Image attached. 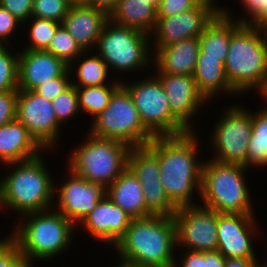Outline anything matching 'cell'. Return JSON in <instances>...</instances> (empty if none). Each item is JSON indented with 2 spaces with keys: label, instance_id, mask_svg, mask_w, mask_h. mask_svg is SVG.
<instances>
[{
  "label": "cell",
  "instance_id": "cell-21",
  "mask_svg": "<svg viewBox=\"0 0 267 267\" xmlns=\"http://www.w3.org/2000/svg\"><path fill=\"white\" fill-rule=\"evenodd\" d=\"M46 150L16 118L0 127V162H23L40 156Z\"/></svg>",
  "mask_w": 267,
  "mask_h": 267
},
{
  "label": "cell",
  "instance_id": "cell-45",
  "mask_svg": "<svg viewBox=\"0 0 267 267\" xmlns=\"http://www.w3.org/2000/svg\"><path fill=\"white\" fill-rule=\"evenodd\" d=\"M257 258H226L225 267H259Z\"/></svg>",
  "mask_w": 267,
  "mask_h": 267
},
{
  "label": "cell",
  "instance_id": "cell-20",
  "mask_svg": "<svg viewBox=\"0 0 267 267\" xmlns=\"http://www.w3.org/2000/svg\"><path fill=\"white\" fill-rule=\"evenodd\" d=\"M108 20V13L99 8L73 4L61 26L84 51H91L96 48Z\"/></svg>",
  "mask_w": 267,
  "mask_h": 267
},
{
  "label": "cell",
  "instance_id": "cell-33",
  "mask_svg": "<svg viewBox=\"0 0 267 267\" xmlns=\"http://www.w3.org/2000/svg\"><path fill=\"white\" fill-rule=\"evenodd\" d=\"M8 45H0V93L18 90L19 50L12 53Z\"/></svg>",
  "mask_w": 267,
  "mask_h": 267
},
{
  "label": "cell",
  "instance_id": "cell-15",
  "mask_svg": "<svg viewBox=\"0 0 267 267\" xmlns=\"http://www.w3.org/2000/svg\"><path fill=\"white\" fill-rule=\"evenodd\" d=\"M67 170L68 177L63 184H59L60 186L57 187L55 182L54 198L58 202L53 208L78 226L106 195V188L87 181L68 168Z\"/></svg>",
  "mask_w": 267,
  "mask_h": 267
},
{
  "label": "cell",
  "instance_id": "cell-42",
  "mask_svg": "<svg viewBox=\"0 0 267 267\" xmlns=\"http://www.w3.org/2000/svg\"><path fill=\"white\" fill-rule=\"evenodd\" d=\"M22 23L18 21L10 12L0 6V45L10 43V38L18 30Z\"/></svg>",
  "mask_w": 267,
  "mask_h": 267
},
{
  "label": "cell",
  "instance_id": "cell-4",
  "mask_svg": "<svg viewBox=\"0 0 267 267\" xmlns=\"http://www.w3.org/2000/svg\"><path fill=\"white\" fill-rule=\"evenodd\" d=\"M51 210V212H50ZM22 217V218H21ZM17 217L8 235L19 247L28 264L48 261L72 246L75 226L53 208Z\"/></svg>",
  "mask_w": 267,
  "mask_h": 267
},
{
  "label": "cell",
  "instance_id": "cell-19",
  "mask_svg": "<svg viewBox=\"0 0 267 267\" xmlns=\"http://www.w3.org/2000/svg\"><path fill=\"white\" fill-rule=\"evenodd\" d=\"M69 66L51 53L19 50L18 89L33 91L39 85L61 77Z\"/></svg>",
  "mask_w": 267,
  "mask_h": 267
},
{
  "label": "cell",
  "instance_id": "cell-40",
  "mask_svg": "<svg viewBox=\"0 0 267 267\" xmlns=\"http://www.w3.org/2000/svg\"><path fill=\"white\" fill-rule=\"evenodd\" d=\"M18 90L0 93V127L16 119Z\"/></svg>",
  "mask_w": 267,
  "mask_h": 267
},
{
  "label": "cell",
  "instance_id": "cell-37",
  "mask_svg": "<svg viewBox=\"0 0 267 267\" xmlns=\"http://www.w3.org/2000/svg\"><path fill=\"white\" fill-rule=\"evenodd\" d=\"M4 238L0 239V267H31L17 244L8 235Z\"/></svg>",
  "mask_w": 267,
  "mask_h": 267
},
{
  "label": "cell",
  "instance_id": "cell-51",
  "mask_svg": "<svg viewBox=\"0 0 267 267\" xmlns=\"http://www.w3.org/2000/svg\"><path fill=\"white\" fill-rule=\"evenodd\" d=\"M260 97H262L261 99H263L264 102H266V105H267V88H266V90L260 95Z\"/></svg>",
  "mask_w": 267,
  "mask_h": 267
},
{
  "label": "cell",
  "instance_id": "cell-13",
  "mask_svg": "<svg viewBox=\"0 0 267 267\" xmlns=\"http://www.w3.org/2000/svg\"><path fill=\"white\" fill-rule=\"evenodd\" d=\"M173 218L178 249L217 251L216 211L197 204L178 208Z\"/></svg>",
  "mask_w": 267,
  "mask_h": 267
},
{
  "label": "cell",
  "instance_id": "cell-46",
  "mask_svg": "<svg viewBox=\"0 0 267 267\" xmlns=\"http://www.w3.org/2000/svg\"><path fill=\"white\" fill-rule=\"evenodd\" d=\"M225 260L219 251L205 252V267H225Z\"/></svg>",
  "mask_w": 267,
  "mask_h": 267
},
{
  "label": "cell",
  "instance_id": "cell-8",
  "mask_svg": "<svg viewBox=\"0 0 267 267\" xmlns=\"http://www.w3.org/2000/svg\"><path fill=\"white\" fill-rule=\"evenodd\" d=\"M150 35L138 29L118 25L108 20L99 36L96 51L109 71L145 72L152 69L153 53ZM151 51V53H150ZM149 67V68H148Z\"/></svg>",
  "mask_w": 267,
  "mask_h": 267
},
{
  "label": "cell",
  "instance_id": "cell-22",
  "mask_svg": "<svg viewBox=\"0 0 267 267\" xmlns=\"http://www.w3.org/2000/svg\"><path fill=\"white\" fill-rule=\"evenodd\" d=\"M155 51V52H153ZM155 73L193 76L200 53L198 38L182 40L166 47H154Z\"/></svg>",
  "mask_w": 267,
  "mask_h": 267
},
{
  "label": "cell",
  "instance_id": "cell-38",
  "mask_svg": "<svg viewBox=\"0 0 267 267\" xmlns=\"http://www.w3.org/2000/svg\"><path fill=\"white\" fill-rule=\"evenodd\" d=\"M71 74L69 69L58 78L46 81L42 85L36 87L33 91L48 100H53L60 93L65 91L71 85Z\"/></svg>",
  "mask_w": 267,
  "mask_h": 267
},
{
  "label": "cell",
  "instance_id": "cell-34",
  "mask_svg": "<svg viewBox=\"0 0 267 267\" xmlns=\"http://www.w3.org/2000/svg\"><path fill=\"white\" fill-rule=\"evenodd\" d=\"M45 51L62 59L68 66L84 52L62 26L56 30L55 36Z\"/></svg>",
  "mask_w": 267,
  "mask_h": 267
},
{
  "label": "cell",
  "instance_id": "cell-7",
  "mask_svg": "<svg viewBox=\"0 0 267 267\" xmlns=\"http://www.w3.org/2000/svg\"><path fill=\"white\" fill-rule=\"evenodd\" d=\"M66 159L67 168L89 182L107 188L127 168L130 146L88 133Z\"/></svg>",
  "mask_w": 267,
  "mask_h": 267
},
{
  "label": "cell",
  "instance_id": "cell-29",
  "mask_svg": "<svg viewBox=\"0 0 267 267\" xmlns=\"http://www.w3.org/2000/svg\"><path fill=\"white\" fill-rule=\"evenodd\" d=\"M267 166V105L253 113L248 141L247 168ZM267 168V167H266Z\"/></svg>",
  "mask_w": 267,
  "mask_h": 267
},
{
  "label": "cell",
  "instance_id": "cell-5",
  "mask_svg": "<svg viewBox=\"0 0 267 267\" xmlns=\"http://www.w3.org/2000/svg\"><path fill=\"white\" fill-rule=\"evenodd\" d=\"M231 87L240 95L267 88V32L241 24L231 35L224 63Z\"/></svg>",
  "mask_w": 267,
  "mask_h": 267
},
{
  "label": "cell",
  "instance_id": "cell-9",
  "mask_svg": "<svg viewBox=\"0 0 267 267\" xmlns=\"http://www.w3.org/2000/svg\"><path fill=\"white\" fill-rule=\"evenodd\" d=\"M87 133L123 142L131 148L146 146L155 137L143 125L134 101L123 85L113 93L108 106L93 118Z\"/></svg>",
  "mask_w": 267,
  "mask_h": 267
},
{
  "label": "cell",
  "instance_id": "cell-18",
  "mask_svg": "<svg viewBox=\"0 0 267 267\" xmlns=\"http://www.w3.org/2000/svg\"><path fill=\"white\" fill-rule=\"evenodd\" d=\"M132 219L105 195L77 227L81 225L94 240L103 244L109 243L110 246L112 244L113 248L125 235Z\"/></svg>",
  "mask_w": 267,
  "mask_h": 267
},
{
  "label": "cell",
  "instance_id": "cell-10",
  "mask_svg": "<svg viewBox=\"0 0 267 267\" xmlns=\"http://www.w3.org/2000/svg\"><path fill=\"white\" fill-rule=\"evenodd\" d=\"M141 81H122L131 95L143 125L154 136H177L190 130L172 113L160 80L153 74Z\"/></svg>",
  "mask_w": 267,
  "mask_h": 267
},
{
  "label": "cell",
  "instance_id": "cell-31",
  "mask_svg": "<svg viewBox=\"0 0 267 267\" xmlns=\"http://www.w3.org/2000/svg\"><path fill=\"white\" fill-rule=\"evenodd\" d=\"M26 23H31L29 24V33L27 34L29 35L30 42L22 50L45 51L55 36L56 30L61 26L56 21L35 17H31Z\"/></svg>",
  "mask_w": 267,
  "mask_h": 267
},
{
  "label": "cell",
  "instance_id": "cell-47",
  "mask_svg": "<svg viewBox=\"0 0 267 267\" xmlns=\"http://www.w3.org/2000/svg\"><path fill=\"white\" fill-rule=\"evenodd\" d=\"M117 0H85L83 5L99 8L109 14V12L115 7Z\"/></svg>",
  "mask_w": 267,
  "mask_h": 267
},
{
  "label": "cell",
  "instance_id": "cell-50",
  "mask_svg": "<svg viewBox=\"0 0 267 267\" xmlns=\"http://www.w3.org/2000/svg\"><path fill=\"white\" fill-rule=\"evenodd\" d=\"M147 1L157 9L161 0H147Z\"/></svg>",
  "mask_w": 267,
  "mask_h": 267
},
{
  "label": "cell",
  "instance_id": "cell-32",
  "mask_svg": "<svg viewBox=\"0 0 267 267\" xmlns=\"http://www.w3.org/2000/svg\"><path fill=\"white\" fill-rule=\"evenodd\" d=\"M142 190L149 215L174 216L178 208L171 202L162 184L142 185Z\"/></svg>",
  "mask_w": 267,
  "mask_h": 267
},
{
  "label": "cell",
  "instance_id": "cell-23",
  "mask_svg": "<svg viewBox=\"0 0 267 267\" xmlns=\"http://www.w3.org/2000/svg\"><path fill=\"white\" fill-rule=\"evenodd\" d=\"M228 8H223L203 29L198 37L200 53L205 57L220 58L225 63L232 33L241 25Z\"/></svg>",
  "mask_w": 267,
  "mask_h": 267
},
{
  "label": "cell",
  "instance_id": "cell-26",
  "mask_svg": "<svg viewBox=\"0 0 267 267\" xmlns=\"http://www.w3.org/2000/svg\"><path fill=\"white\" fill-rule=\"evenodd\" d=\"M108 18L113 23L150 35L157 22V9L147 0H117Z\"/></svg>",
  "mask_w": 267,
  "mask_h": 267
},
{
  "label": "cell",
  "instance_id": "cell-3",
  "mask_svg": "<svg viewBox=\"0 0 267 267\" xmlns=\"http://www.w3.org/2000/svg\"><path fill=\"white\" fill-rule=\"evenodd\" d=\"M43 154L28 161L4 165L12 171L0 178V209L12 210L20 217L54 207V177L47 169Z\"/></svg>",
  "mask_w": 267,
  "mask_h": 267
},
{
  "label": "cell",
  "instance_id": "cell-49",
  "mask_svg": "<svg viewBox=\"0 0 267 267\" xmlns=\"http://www.w3.org/2000/svg\"><path fill=\"white\" fill-rule=\"evenodd\" d=\"M114 267H140V266L120 259V261H118V264L114 265Z\"/></svg>",
  "mask_w": 267,
  "mask_h": 267
},
{
  "label": "cell",
  "instance_id": "cell-52",
  "mask_svg": "<svg viewBox=\"0 0 267 267\" xmlns=\"http://www.w3.org/2000/svg\"><path fill=\"white\" fill-rule=\"evenodd\" d=\"M73 4H83L85 0H69Z\"/></svg>",
  "mask_w": 267,
  "mask_h": 267
},
{
  "label": "cell",
  "instance_id": "cell-6",
  "mask_svg": "<svg viewBox=\"0 0 267 267\" xmlns=\"http://www.w3.org/2000/svg\"><path fill=\"white\" fill-rule=\"evenodd\" d=\"M247 169L240 164L204 161L199 197L202 206L217 213L255 214L245 177Z\"/></svg>",
  "mask_w": 267,
  "mask_h": 267
},
{
  "label": "cell",
  "instance_id": "cell-1",
  "mask_svg": "<svg viewBox=\"0 0 267 267\" xmlns=\"http://www.w3.org/2000/svg\"><path fill=\"white\" fill-rule=\"evenodd\" d=\"M198 141L195 130L177 136H155L147 144L158 155L160 182L177 208L197 205L192 197L201 193L204 161L197 158L201 148Z\"/></svg>",
  "mask_w": 267,
  "mask_h": 267
},
{
  "label": "cell",
  "instance_id": "cell-41",
  "mask_svg": "<svg viewBox=\"0 0 267 267\" xmlns=\"http://www.w3.org/2000/svg\"><path fill=\"white\" fill-rule=\"evenodd\" d=\"M0 6L22 24L32 17L33 0H0Z\"/></svg>",
  "mask_w": 267,
  "mask_h": 267
},
{
  "label": "cell",
  "instance_id": "cell-48",
  "mask_svg": "<svg viewBox=\"0 0 267 267\" xmlns=\"http://www.w3.org/2000/svg\"><path fill=\"white\" fill-rule=\"evenodd\" d=\"M249 25L258 28L263 32H267V1L266 9H263V11Z\"/></svg>",
  "mask_w": 267,
  "mask_h": 267
},
{
  "label": "cell",
  "instance_id": "cell-36",
  "mask_svg": "<svg viewBox=\"0 0 267 267\" xmlns=\"http://www.w3.org/2000/svg\"><path fill=\"white\" fill-rule=\"evenodd\" d=\"M72 5L69 0H33L32 17L49 19L61 24Z\"/></svg>",
  "mask_w": 267,
  "mask_h": 267
},
{
  "label": "cell",
  "instance_id": "cell-28",
  "mask_svg": "<svg viewBox=\"0 0 267 267\" xmlns=\"http://www.w3.org/2000/svg\"><path fill=\"white\" fill-rule=\"evenodd\" d=\"M127 167L141 185L161 184L158 155L148 145L130 148Z\"/></svg>",
  "mask_w": 267,
  "mask_h": 267
},
{
  "label": "cell",
  "instance_id": "cell-39",
  "mask_svg": "<svg viewBox=\"0 0 267 267\" xmlns=\"http://www.w3.org/2000/svg\"><path fill=\"white\" fill-rule=\"evenodd\" d=\"M203 0H161L157 8V17L175 16L196 8Z\"/></svg>",
  "mask_w": 267,
  "mask_h": 267
},
{
  "label": "cell",
  "instance_id": "cell-2",
  "mask_svg": "<svg viewBox=\"0 0 267 267\" xmlns=\"http://www.w3.org/2000/svg\"><path fill=\"white\" fill-rule=\"evenodd\" d=\"M176 226L171 216L133 218L113 247L119 259L140 267H171L176 260Z\"/></svg>",
  "mask_w": 267,
  "mask_h": 267
},
{
  "label": "cell",
  "instance_id": "cell-53",
  "mask_svg": "<svg viewBox=\"0 0 267 267\" xmlns=\"http://www.w3.org/2000/svg\"><path fill=\"white\" fill-rule=\"evenodd\" d=\"M259 267H267V265L265 263H262Z\"/></svg>",
  "mask_w": 267,
  "mask_h": 267
},
{
  "label": "cell",
  "instance_id": "cell-12",
  "mask_svg": "<svg viewBox=\"0 0 267 267\" xmlns=\"http://www.w3.org/2000/svg\"><path fill=\"white\" fill-rule=\"evenodd\" d=\"M216 0H203L196 8L168 17H157L150 34L151 47H166L182 40L198 38L203 29L223 9ZM217 5V6H216Z\"/></svg>",
  "mask_w": 267,
  "mask_h": 267
},
{
  "label": "cell",
  "instance_id": "cell-17",
  "mask_svg": "<svg viewBox=\"0 0 267 267\" xmlns=\"http://www.w3.org/2000/svg\"><path fill=\"white\" fill-rule=\"evenodd\" d=\"M154 75L164 88L172 113L190 131H195L194 125L190 123L193 122V117L198 116V112L201 111L199 109L209 101L198 90L194 77L165 73H155Z\"/></svg>",
  "mask_w": 267,
  "mask_h": 267
},
{
  "label": "cell",
  "instance_id": "cell-16",
  "mask_svg": "<svg viewBox=\"0 0 267 267\" xmlns=\"http://www.w3.org/2000/svg\"><path fill=\"white\" fill-rule=\"evenodd\" d=\"M255 217V214L217 213V251L225 258H256L252 244L258 236L259 224Z\"/></svg>",
  "mask_w": 267,
  "mask_h": 267
},
{
  "label": "cell",
  "instance_id": "cell-27",
  "mask_svg": "<svg viewBox=\"0 0 267 267\" xmlns=\"http://www.w3.org/2000/svg\"><path fill=\"white\" fill-rule=\"evenodd\" d=\"M88 52L91 53L88 50L84 51L75 61H73L69 65V72L71 76L74 75V70L76 73L74 75L76 78L71 79V81H73L71 82L73 86L88 87L122 83L120 77L118 80H115V78L109 79L108 77L110 76L109 73H111V71H109L108 65L105 63V61L97 53L89 57ZM76 63H79V65H77Z\"/></svg>",
  "mask_w": 267,
  "mask_h": 267
},
{
  "label": "cell",
  "instance_id": "cell-25",
  "mask_svg": "<svg viewBox=\"0 0 267 267\" xmlns=\"http://www.w3.org/2000/svg\"><path fill=\"white\" fill-rule=\"evenodd\" d=\"M193 77L198 90L208 101H212L220 93L238 96L239 94L231 87L225 72V66L220 58L205 57L199 54Z\"/></svg>",
  "mask_w": 267,
  "mask_h": 267
},
{
  "label": "cell",
  "instance_id": "cell-14",
  "mask_svg": "<svg viewBox=\"0 0 267 267\" xmlns=\"http://www.w3.org/2000/svg\"><path fill=\"white\" fill-rule=\"evenodd\" d=\"M16 118L45 150L55 148L59 142L62 125L56 119L51 100L34 91L18 89Z\"/></svg>",
  "mask_w": 267,
  "mask_h": 267
},
{
  "label": "cell",
  "instance_id": "cell-30",
  "mask_svg": "<svg viewBox=\"0 0 267 267\" xmlns=\"http://www.w3.org/2000/svg\"><path fill=\"white\" fill-rule=\"evenodd\" d=\"M122 84H107L102 86L77 87L80 111L91 115V119L101 113L109 104L113 93Z\"/></svg>",
  "mask_w": 267,
  "mask_h": 267
},
{
  "label": "cell",
  "instance_id": "cell-24",
  "mask_svg": "<svg viewBox=\"0 0 267 267\" xmlns=\"http://www.w3.org/2000/svg\"><path fill=\"white\" fill-rule=\"evenodd\" d=\"M106 195L132 218L150 216L146 210L142 185L128 167L106 188Z\"/></svg>",
  "mask_w": 267,
  "mask_h": 267
},
{
  "label": "cell",
  "instance_id": "cell-35",
  "mask_svg": "<svg viewBox=\"0 0 267 267\" xmlns=\"http://www.w3.org/2000/svg\"><path fill=\"white\" fill-rule=\"evenodd\" d=\"M51 102L56 119L61 125L70 121V118L72 121L80 112L77 87L72 84Z\"/></svg>",
  "mask_w": 267,
  "mask_h": 267
},
{
  "label": "cell",
  "instance_id": "cell-44",
  "mask_svg": "<svg viewBox=\"0 0 267 267\" xmlns=\"http://www.w3.org/2000/svg\"><path fill=\"white\" fill-rule=\"evenodd\" d=\"M183 253L181 263L175 260L174 267H205V252L185 250Z\"/></svg>",
  "mask_w": 267,
  "mask_h": 267
},
{
  "label": "cell",
  "instance_id": "cell-11",
  "mask_svg": "<svg viewBox=\"0 0 267 267\" xmlns=\"http://www.w3.org/2000/svg\"><path fill=\"white\" fill-rule=\"evenodd\" d=\"M230 106V107H229ZM216 119L210 146L209 159L247 167L248 141L252 132V111L239 105H229Z\"/></svg>",
  "mask_w": 267,
  "mask_h": 267
},
{
  "label": "cell",
  "instance_id": "cell-43",
  "mask_svg": "<svg viewBox=\"0 0 267 267\" xmlns=\"http://www.w3.org/2000/svg\"><path fill=\"white\" fill-rule=\"evenodd\" d=\"M267 0H240L244 10L247 12L243 17H237L236 20L240 24H250L262 11L266 9Z\"/></svg>",
  "mask_w": 267,
  "mask_h": 267
}]
</instances>
